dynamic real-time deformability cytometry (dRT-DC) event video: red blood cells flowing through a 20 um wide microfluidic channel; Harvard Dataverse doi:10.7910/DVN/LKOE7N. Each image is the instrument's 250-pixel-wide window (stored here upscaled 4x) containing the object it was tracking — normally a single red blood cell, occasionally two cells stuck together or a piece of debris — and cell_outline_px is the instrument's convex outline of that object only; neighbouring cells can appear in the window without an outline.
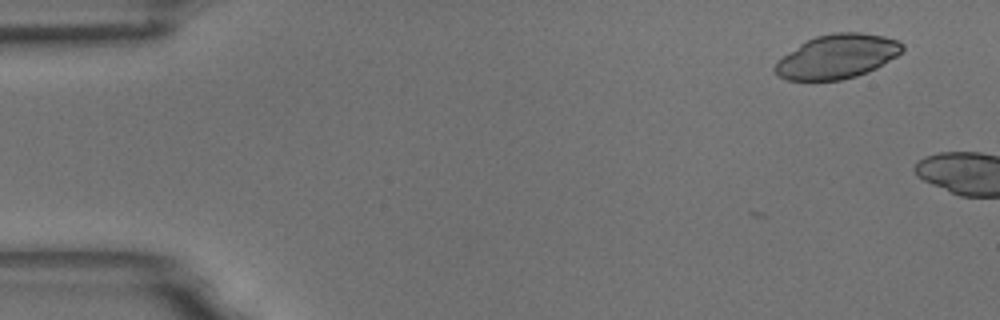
{"species": "common noctule bat (a hibernating species)", "species_latin": "Nyctalus noctula", "temperature_condition": "room temperature", "stored_images_in_passage": 3, "camera_frame_rate_fps": 3000, "um_per_image_px": 0.085, "animal": {"sex": "male", "body_mass_g": 18.8}, "frame": {"image": 1, "passage_image": 1, "time_ms": 0.0, "image_size_px": [1000, 320], "cell_outline_px": [[904, 48], [896, 56], [876, 68], [868, 72], [856, 76], [840, 80], [788, 80], [776, 76], [772, 68], [776, 60], [800, 44], [816, 36], [836, 32], [860, 32], [884, 36], [896, 40], [904, 44]], "centroid_in_image_um": [71.12, 4.81], "position_along_channel_um": 13.9, "area_um2": 32.77}}